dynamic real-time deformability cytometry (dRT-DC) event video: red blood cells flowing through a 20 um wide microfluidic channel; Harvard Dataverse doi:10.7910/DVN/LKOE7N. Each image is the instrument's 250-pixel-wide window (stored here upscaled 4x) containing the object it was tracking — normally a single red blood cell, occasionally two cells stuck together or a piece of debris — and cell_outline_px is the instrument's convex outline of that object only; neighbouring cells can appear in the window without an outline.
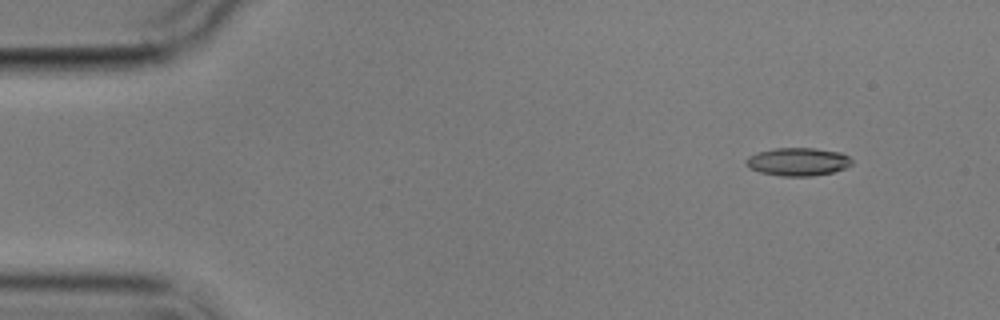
{"species": "common noctule bat (a hibernating species)", "species_latin": "Nyctalus noctula", "temperature_condition": "cold", "stored_images_in_passage": 4, "segment_of_instrument_passage": [2, 2], "camera_frame_rate_fps": 3000, "um_per_image_px": 0.085, "animal": {"sex": "male", "body_mass_g": 17.9}, "frame": {"image": 1, "passage_image": 4, "time_ms": 6.0, "image_size_px": [1000, 320], "cell_outline_px": [[852, 164], [844, 168], [832, 172], [812, 176], [784, 176], [760, 172], [748, 168], [744, 164], [744, 160], [748, 156], [756, 152], [776, 148], [816, 148], [840, 152], [848, 156], [852, 160]], "centroid_in_image_um": [67.78, 13.74], "position_along_channel_um": 17.2, "area_um2": 17.4}}